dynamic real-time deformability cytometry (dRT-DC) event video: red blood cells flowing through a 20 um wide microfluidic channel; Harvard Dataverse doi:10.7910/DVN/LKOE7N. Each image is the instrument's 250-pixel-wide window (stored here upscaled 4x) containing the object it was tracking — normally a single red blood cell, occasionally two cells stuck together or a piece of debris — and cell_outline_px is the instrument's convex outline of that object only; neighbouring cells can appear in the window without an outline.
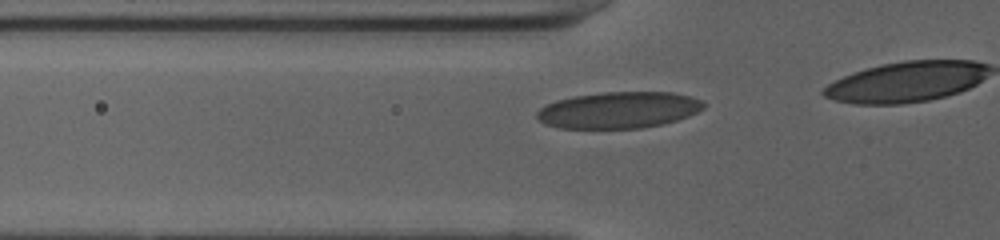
{"species": "human", "species_latin": "Homo sapiens", "temperature_condition": "cold", "stored_images_in_passage": 16, "camera_frame_rate_fps": 3000, "um_per_image_px": 0.085, "donor": {"sex": "female"}, "frame": {"image": 1, "passage_image": 10, "time_ms": 3.0, "image_size_px": [1000, 240], "cell_outline_px": [[704, 108], [688, 116], [664, 124], [640, 128], [556, 128], [544, 124], [536, 116], [536, 112], [540, 108], [556, 100], [572, 96], [604, 92], [672, 92], [692, 96], [700, 100], [704, 104]], "centroid_in_image_um": [52.57, 9.35], "position_along_channel_um": 73.2, "area_um2": 35.49}}
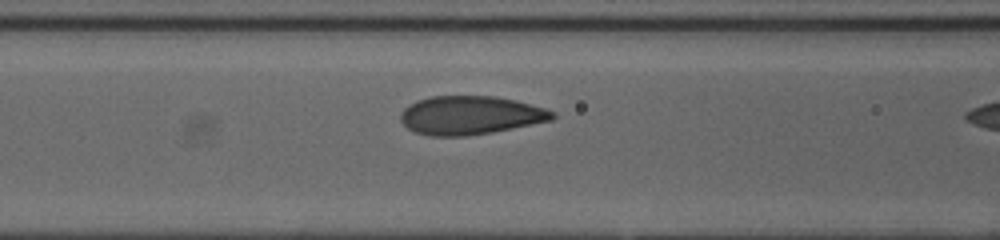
{"frame": {"image": 2, "passage_image": 14, "time_ms": 4.333, "image_size_px": [1000, 240], "cell_outline_px": [[556, 116], [552, 120], [492, 132], [468, 136], [428, 136], [416, 132], [408, 128], [400, 120], [400, 112], [404, 108], [416, 100], [432, 96], [492, 96], [516, 100], [544, 108], [556, 112]], "centroid_in_image_um": [39.96, 9.8], "position_along_channel_um": 126.6, "area_um2": 34.16}}